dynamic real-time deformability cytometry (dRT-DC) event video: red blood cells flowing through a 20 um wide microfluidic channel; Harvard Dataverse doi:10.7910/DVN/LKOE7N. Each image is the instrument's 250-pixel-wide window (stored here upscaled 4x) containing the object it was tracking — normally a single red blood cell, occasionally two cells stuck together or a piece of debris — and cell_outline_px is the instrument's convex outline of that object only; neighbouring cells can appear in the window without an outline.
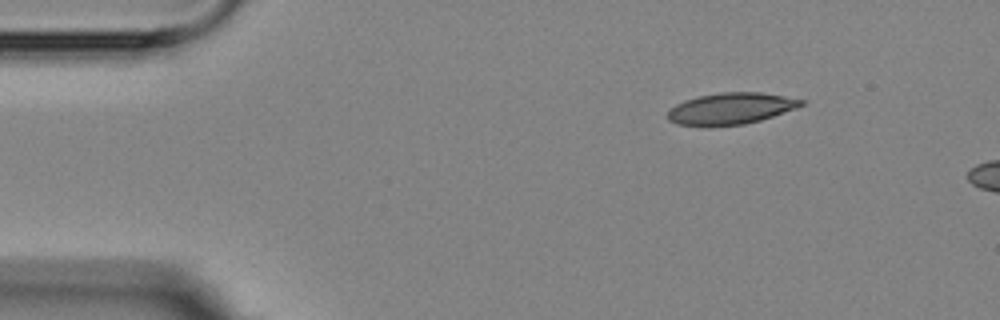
{"species": "Egyptian fruit bat (a non-hibernating species)", "species_latin": "Rousettus aegyptiacus", "temperature_condition": "room temperature", "stored_images_in_passage": 3, "camera_frame_rate_fps": 3000, "um_per_image_px": 0.085, "animal": {"sex": "female"}, "frame": {"image": 1, "passage_image": 1, "time_ms": 0.0, "image_size_px": [1000, 320], "cell_outline_px": [[804, 104], [796, 108], [760, 120], [744, 124], [676, 124], [668, 120], [668, 112], [676, 104], [684, 100], [696, 96], [720, 92], [760, 92], [784, 96], [804, 100]], "centroid_in_image_um": [62.13, 9.19], "position_along_channel_um": 22.9, "area_um2": 23.87}}